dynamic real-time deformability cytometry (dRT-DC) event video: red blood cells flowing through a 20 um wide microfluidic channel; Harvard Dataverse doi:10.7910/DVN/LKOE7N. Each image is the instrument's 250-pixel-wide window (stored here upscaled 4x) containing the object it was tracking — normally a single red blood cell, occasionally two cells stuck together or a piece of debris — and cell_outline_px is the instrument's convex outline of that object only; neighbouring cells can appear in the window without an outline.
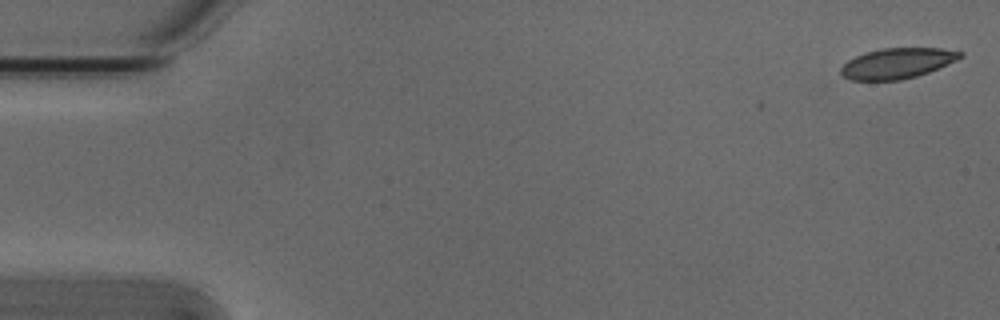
{"species": "Egyptian fruit bat (a non-hibernating species)", "species_latin": "Rousettus aegyptiacus", "temperature_condition": "cold", "stored_images_in_passage": 8, "camera_frame_rate_fps": 3000, "um_per_image_px": 0.085, "animal": {"sex": "male"}, "frame": {"image": 1, "passage_image": 1, "time_ms": 0.0, "image_size_px": [1000, 320], "cell_outline_px": [[964, 56], [956, 60], [928, 72], [916, 76], [900, 80], [852, 80], [844, 76], [840, 72], [840, 68], [848, 60], [864, 52], [884, 48], [940, 48], [964, 52]], "centroid_in_image_um": [76.26, 5.37], "position_along_channel_um": 8.7, "area_um2": 21.04}}
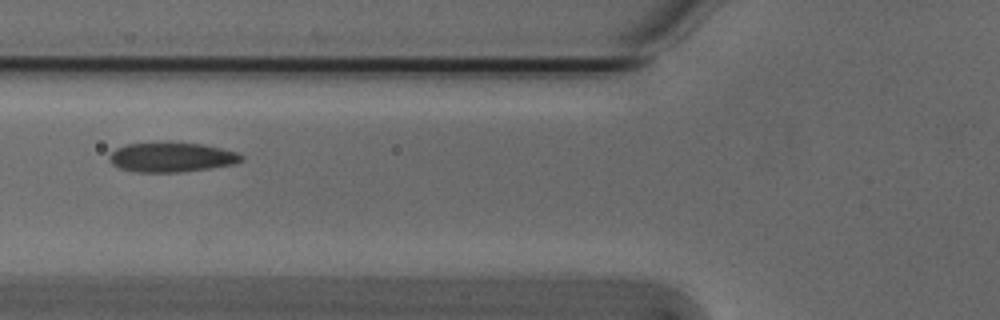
{"frame": {"image": 2, "passage_image": 6, "time_ms": 1.667, "image_size_px": [1000, 320], "cell_outline_px": [[244, 160], [236, 164], [180, 172], [136, 172], [120, 168], [112, 164], [108, 160], [108, 156], [116, 148], [128, 144], [204, 144], [236, 152], [244, 156]], "centroid_in_image_um": [14.6, 13.39], "position_along_channel_um": 111.2, "area_um2": 22.31}}
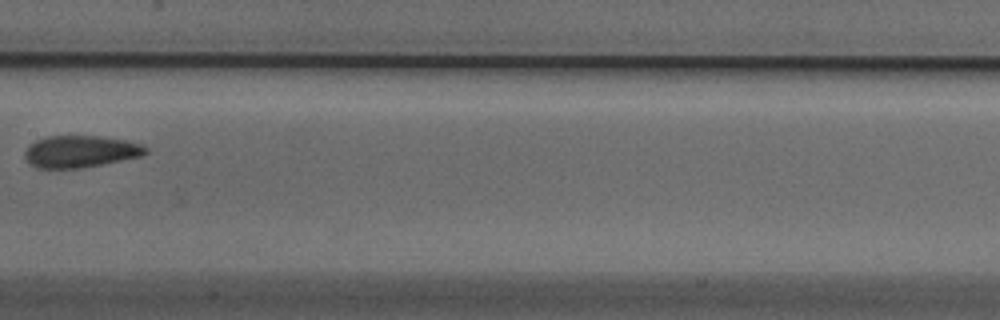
{"frame": {"image": 3, "passage_image": 8, "time_ms": 2.333, "image_size_px": [1000, 320], "cell_outline_px": [[148, 152], [144, 156], [80, 168], [36, 168], [24, 160], [24, 152], [28, 144], [36, 140], [48, 136], [96, 136], [124, 140], [140, 144], [148, 148]], "centroid_in_image_um": [6.8, 12.88], "position_along_channel_um": 200.6, "area_um2": 22.6}}